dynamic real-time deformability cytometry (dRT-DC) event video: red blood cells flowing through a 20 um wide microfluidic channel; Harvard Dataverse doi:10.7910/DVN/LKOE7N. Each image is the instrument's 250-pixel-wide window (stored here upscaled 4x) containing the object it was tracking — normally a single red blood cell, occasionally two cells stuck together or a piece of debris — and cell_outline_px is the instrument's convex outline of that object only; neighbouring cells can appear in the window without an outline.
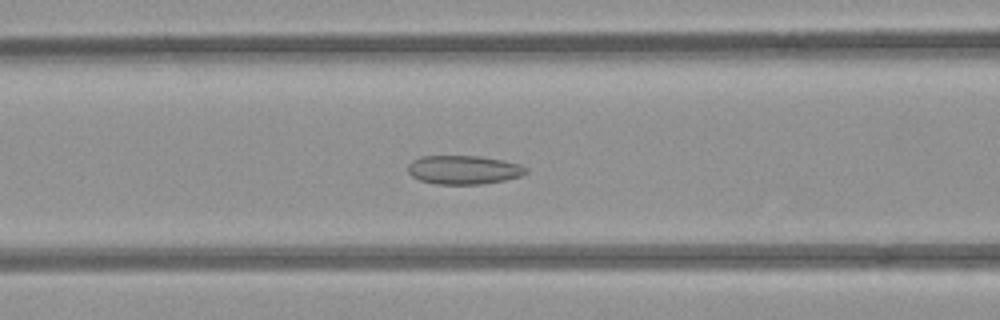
{"species": "common noctule bat (a hibernating species)", "species_latin": "Nyctalus noctula", "temperature_condition": "room temperature", "stored_images_in_passage": 53, "camera_frame_rate_fps": 3000, "um_per_image_px": 0.085, "animal": {"sex": "female", "body_mass_g": 21.9}, "frame": {"image": 1, "passage_image": 21, "time_ms": 6.667, "image_size_px": [1000, 320], "cell_outline_px": [[528, 172], [520, 176], [504, 180], [480, 184], [436, 184], [420, 180], [412, 176], [408, 172], [408, 164], [412, 160], [420, 156], [480, 156], [520, 164], [528, 168]], "centroid_in_image_um": [39.4, 14.43], "position_along_channel_um": 127.2, "area_um2": 19.77}}
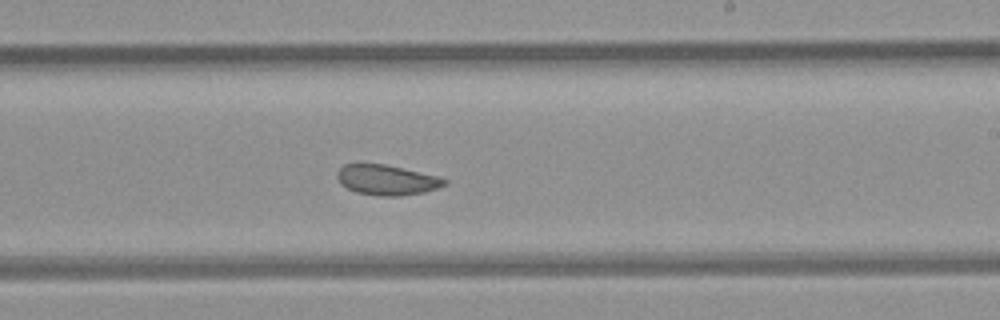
{"frame": {"image": 2, "passage_image": 31, "time_ms": 10.0, "image_size_px": [1000, 320], "cell_outline_px": [[448, 184], [424, 192], [400, 196], [376, 196], [356, 192], [340, 184], [336, 176], [336, 172], [344, 164], [384, 164], [436, 176], [448, 180]], "centroid_in_image_um": [32.84, 15.3], "position_along_channel_um": 256.2, "area_um2": 18.79}}
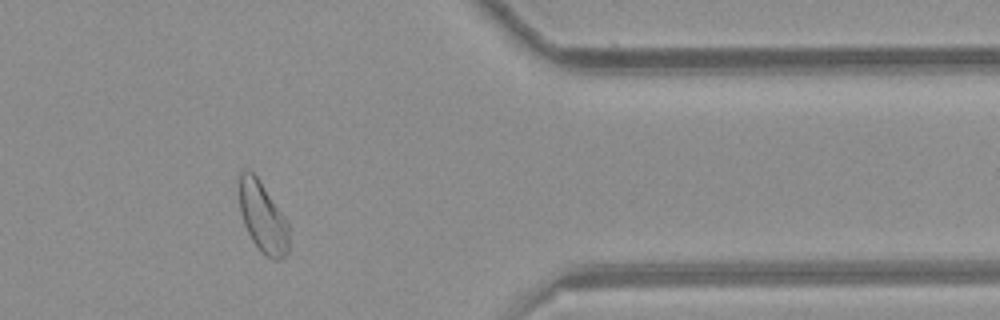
{"frame": {"image": 3, "passage_image": 43, "time_ms": 14.0, "image_size_px": [1000, 320], "cell_outline_px": [[288, 252], [280, 260], [272, 260], [260, 252], [252, 240], [244, 224], [240, 212], [236, 184], [236, 180], [240, 172], [248, 168], [260, 180], [288, 220]], "centroid_in_image_um": [22.29, 18.41], "position_along_channel_um": 389.1, "area_um2": 21.21}, "authors_computed_cell_mechanics": {"area_um2": 21.5016, "velocity_mm_per_s": 3.8718, "shape_relaxation_time_tau1_ms": 11.2953, "shape_relaxation_time_tau2_ms": 2.0976, "deformation_change_tau1": 0.1322, "deformation_change_tau2": 0.0841}}